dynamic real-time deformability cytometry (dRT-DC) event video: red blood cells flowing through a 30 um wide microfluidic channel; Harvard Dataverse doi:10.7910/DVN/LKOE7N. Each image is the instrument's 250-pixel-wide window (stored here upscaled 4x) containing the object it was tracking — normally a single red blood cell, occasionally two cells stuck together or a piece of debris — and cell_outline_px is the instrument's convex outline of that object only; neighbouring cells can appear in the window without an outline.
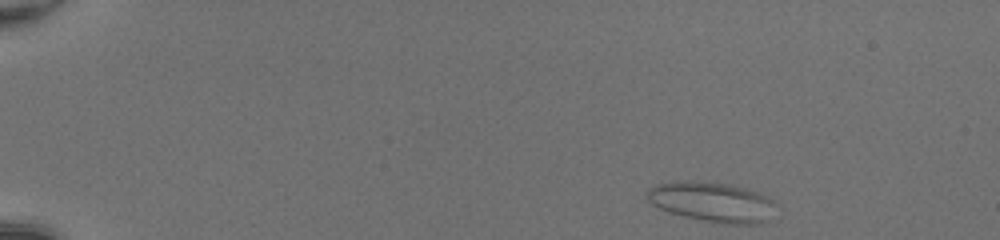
{"species": "common noctule bat (a hibernating species)", "species_latin": "Nyctalus noctula", "temperature_condition": "room temperature", "stored_images_in_passage": 44, "camera_frame_rate_fps": 3000, "um_per_image_px": 0.085, "animal": {"sex": "female", "body_mass_g": 20.0, "forearm_length_mm": 54.0}, "frame": {"image": 1, "passage_image": 1, "time_ms": 0.0, "image_size_px": [1000, 240], "cell_outline_px": [[772, 200], [768, 220], [760, 224], [728, 224], [704, 220], [684, 216], [660, 208], [652, 204], [648, 200], [648, 188], [656, 184], [676, 180], [692, 180], [732, 184], [748, 188], [768, 196]], "centroid_in_image_um": [60.49, 17.13], "position_along_channel_um": 24.5, "area_um2": 29.77}}
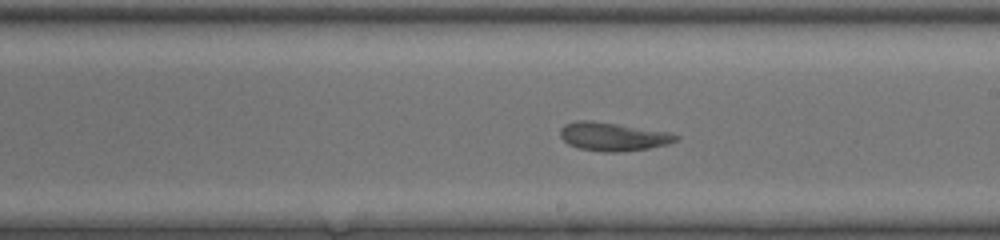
{"frame": {"image": 2, "passage_image": 25, "time_ms": 8.0, "image_size_px": [1000, 240], "cell_outline_px": [[680, 136], [676, 140], [668, 144], [648, 148], [624, 152], [604, 152], [576, 148], [568, 144], [560, 136], [560, 128], [564, 124], [576, 120], [592, 120], [672, 132]], "centroid_in_image_um": [52.09, 11.6], "position_along_channel_um": 236.9, "area_um2": 19.48}}
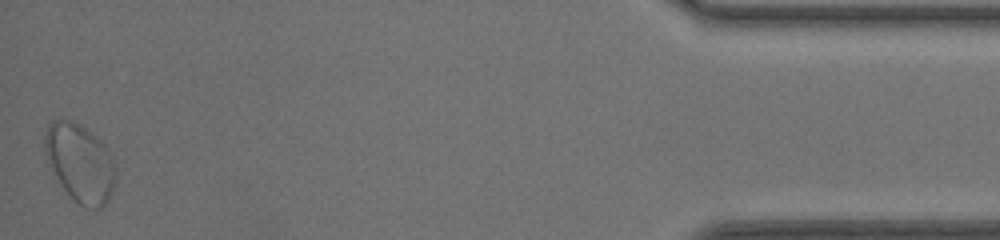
{"frame": {"image": 3, "passage_image": 44, "time_ms": 14.333, "image_size_px": [1000, 240], "cell_outline_px": [[116, 180], [112, 192], [108, 200], [100, 208], [84, 208], [72, 200], [68, 196], [52, 168], [44, 152], [44, 136], [48, 124], [52, 120], [72, 120], [84, 128], [100, 140], [104, 144], [112, 156], [116, 164]], "centroid_in_image_um": [6.82, 13.87], "position_along_channel_um": 428.4, "area_um2": 32.31}, "authors_computed_cell_mechanics": {"area_um2": 21.8195, "velocity_mm_per_s": 4.1954, "shape_relaxation_time_tau1_ms": 5.3914, "shape_relaxation_time_tau2_ms": 2.0336, "deformation_change_tau1": 0.1753, "deformation_change_tau2": 0.0569}}